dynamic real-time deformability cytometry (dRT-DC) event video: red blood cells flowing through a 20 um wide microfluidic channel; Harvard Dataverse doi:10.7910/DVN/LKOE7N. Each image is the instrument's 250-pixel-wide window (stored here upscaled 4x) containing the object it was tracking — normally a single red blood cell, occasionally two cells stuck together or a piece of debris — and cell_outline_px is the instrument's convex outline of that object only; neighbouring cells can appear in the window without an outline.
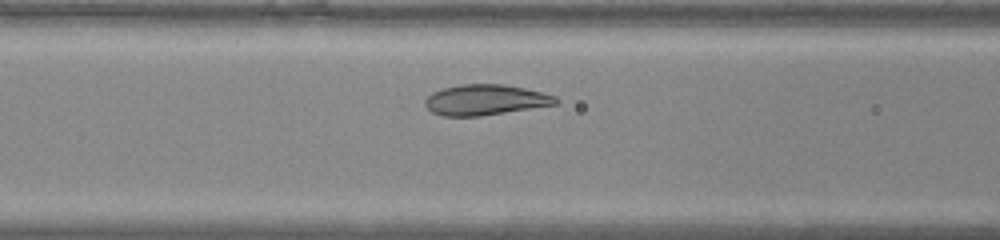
{"species": "common noctule bat (a hibernating species)", "species_latin": "Nyctalus noctula", "temperature_condition": "warm", "stored_images_in_passage": 31, "camera_frame_rate_fps": 3000, "um_per_image_px": 0.085, "animal": {"sex": "male", "body_mass_g": 20.0, "forearm_length_mm": 53.3}, "frame": {"image": 1, "passage_image": 10, "time_ms": 3.0, "image_size_px": [1000, 240], "cell_outline_px": [[560, 100], [556, 104], [480, 116], [444, 116], [432, 112], [424, 104], [424, 100], [432, 92], [444, 88], [460, 84], [504, 84], [524, 88], [556, 96]], "centroid_in_image_um": [41.23, 8.48], "position_along_channel_um": 125.4, "area_um2": 23.12}}
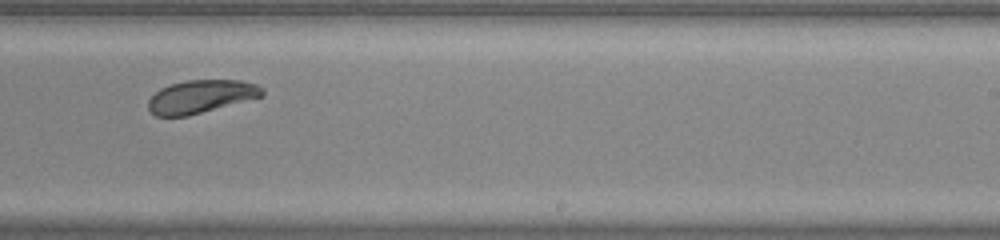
{"frame": {"image": 2, "passage_image": 20, "time_ms": 6.333, "image_size_px": [1000, 240], "cell_outline_px": [[264, 96], [188, 116], [156, 116], [148, 108], [148, 100], [160, 88], [172, 84], [188, 80], [240, 80], [256, 84], [264, 88]], "centroid_in_image_um": [17.11, 8.2], "position_along_channel_um": 271.9, "area_um2": 21.91}}
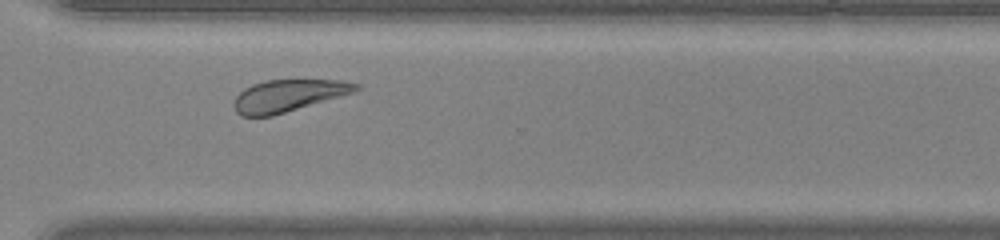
{"frame": {"image": 3, "passage_image": 25, "time_ms": 8.0, "image_size_px": [1000, 240], "cell_outline_px": [[360, 88], [352, 92], [340, 96], [272, 116], [240, 116], [236, 112], [232, 104], [236, 96], [244, 88], [252, 84], [264, 80], [344, 80], [360, 84]], "centroid_in_image_um": [24.46, 8.12], "position_along_channel_um": 346.1, "area_um2": 22.66}}